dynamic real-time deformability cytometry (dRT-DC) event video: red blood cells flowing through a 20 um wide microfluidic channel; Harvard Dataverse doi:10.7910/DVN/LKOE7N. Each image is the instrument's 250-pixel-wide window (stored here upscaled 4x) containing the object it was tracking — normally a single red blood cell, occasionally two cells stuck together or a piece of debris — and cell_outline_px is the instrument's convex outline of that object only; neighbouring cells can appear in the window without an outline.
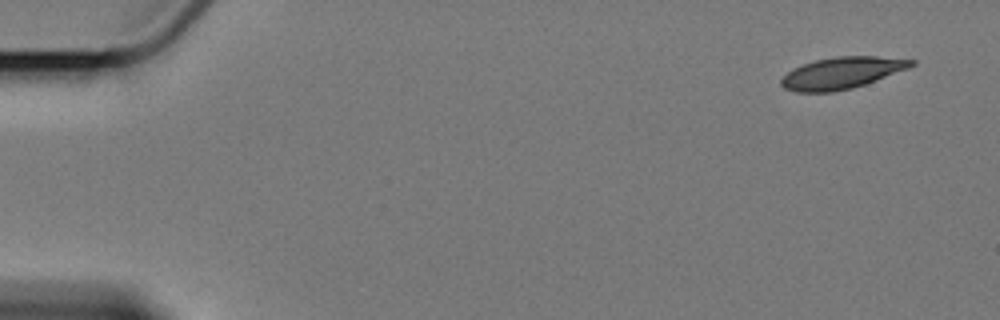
{"species": "Egyptian fruit bat (a non-hibernating species)", "species_latin": "Rousettus aegyptiacus", "temperature_condition": "cold", "stored_images_in_passage": 9, "camera_frame_rate_fps": 3000, "um_per_image_px": 0.085, "animal": {"sex": "female"}, "frame": {"image": 1, "passage_image": 1, "time_ms": 0.0, "image_size_px": [1000, 320], "cell_outline_px": [[916, 64], [908, 68], [864, 84], [852, 88], [832, 92], [796, 92], [784, 88], [780, 84], [780, 80], [792, 68], [816, 60], [836, 56], [876, 56], [916, 60]], "centroid_in_image_um": [71.53, 6.2], "position_along_channel_um": 13.5, "area_um2": 23.81}}
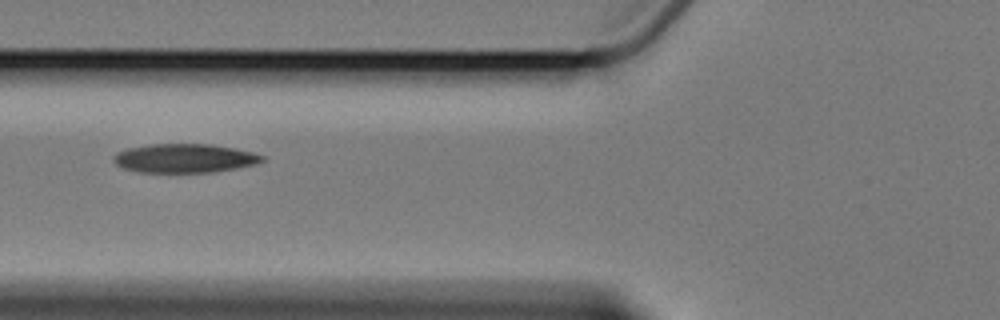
{"frame": {"image": 2, "passage_image": 6, "time_ms": 6.667, "image_size_px": [1000, 320], "cell_outline_px": [[268, 160], [256, 164], [240, 168], [212, 172], [140, 172], [124, 168], [116, 164], [112, 160], [116, 152], [128, 148], [152, 144], [212, 144], [236, 148], [252, 152], [264, 156]], "centroid_in_image_um": [15.75, 13.45], "position_along_channel_um": 110.1, "area_um2": 25.2}}
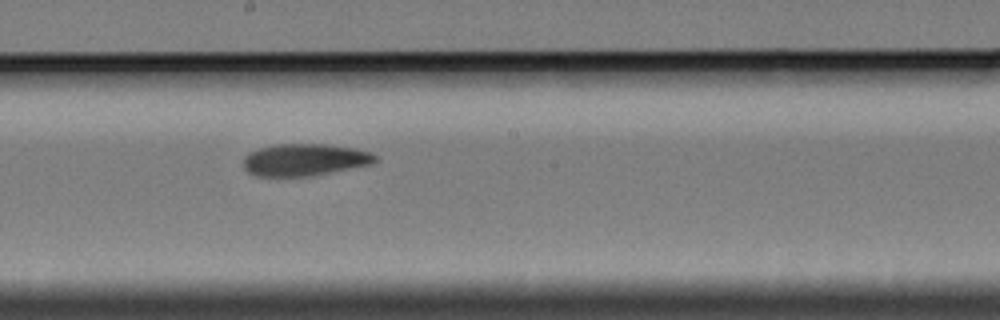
{"frame": {"image": 3, "passage_image": 9, "time_ms": 10.0, "image_size_px": [1000, 320], "cell_outline_px": [[380, 160], [372, 164], [308, 176], [256, 176], [248, 172], [244, 168], [244, 156], [248, 152], [260, 148], [276, 144], [324, 144], [356, 148], [372, 152]], "centroid_in_image_um": [25.91, 13.57], "position_along_channel_um": 222.3, "area_um2": 24.68}}